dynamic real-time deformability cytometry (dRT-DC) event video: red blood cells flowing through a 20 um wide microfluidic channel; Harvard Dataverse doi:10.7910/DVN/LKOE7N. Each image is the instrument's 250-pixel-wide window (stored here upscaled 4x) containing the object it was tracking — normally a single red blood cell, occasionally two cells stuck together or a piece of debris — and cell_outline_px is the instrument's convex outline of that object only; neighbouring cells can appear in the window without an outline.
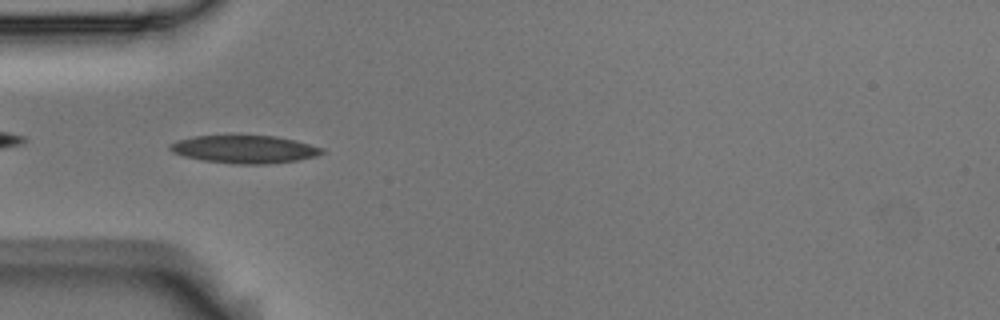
{"species": "Egyptian fruit bat (a non-hibernating species)", "species_latin": "Rousettus aegyptiacus", "temperature_condition": "room temperature", "stored_images_in_passage": 33, "camera_frame_rate_fps": 3000, "um_per_image_px": 0.085, "animal": {"sex": "male"}, "frame": {"image": 1, "passage_image": 1, "time_ms": 0.0, "image_size_px": [1000, 320], "cell_outline_px": [[324, 152], [316, 156], [296, 160], [264, 164], [236, 164], [200, 160], [184, 156], [172, 152], [168, 148], [168, 144], [176, 140], [192, 136], [276, 136], [296, 140], [324, 148]], "centroid_in_image_um": [20.75, 12.68], "position_along_channel_um": 64.3, "area_um2": 24.68}}
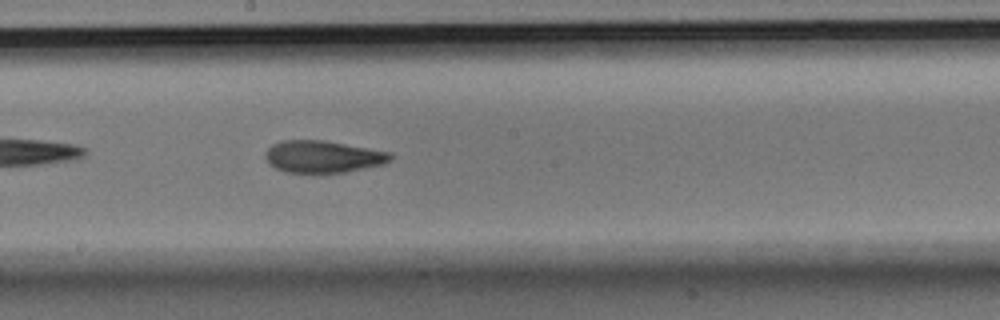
{"frame": {"image": 2, "passage_image": 14, "time_ms": 4.333, "image_size_px": [1000, 320], "cell_outline_px": [[392, 160], [384, 164], [344, 172], [284, 172], [268, 164], [264, 156], [264, 152], [272, 144], [280, 140], [324, 140], [392, 152]], "centroid_in_image_um": [27.43, 13.3], "position_along_channel_um": 220.8, "area_um2": 23.52}}
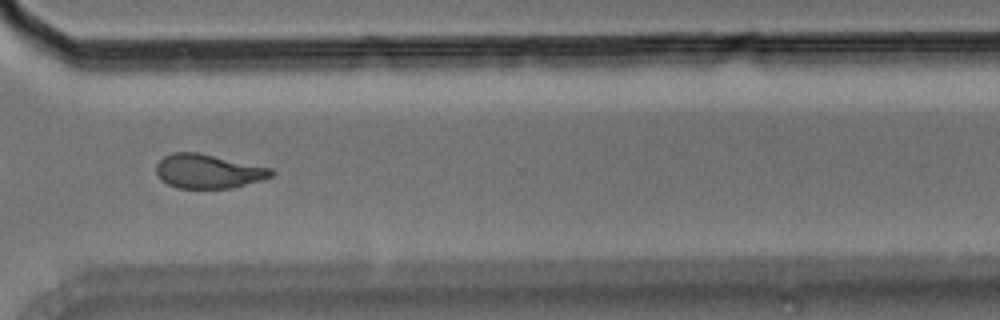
{"frame": {"image": 3, "passage_image": 25, "time_ms": 8.0, "image_size_px": [1000, 320], "cell_outline_px": [[276, 172], [272, 176], [264, 180], [232, 188], [176, 188], [168, 184], [156, 172], [156, 164], [164, 156], [172, 152], [200, 152], [272, 168]], "centroid_in_image_um": [17.75, 14.55], "position_along_channel_um": 352.9, "area_um2": 23.06}, "authors_computed_cell_mechanics": {"area_um2": 23.3512, "velocity_mm_per_s": 3.6072, "shape_relaxation_time_tau1_ms": null, "shape_relaxation_time_tau2_ms": 2.6908, "deformation_change_tau1": null, "deformation_change_tau2": 0.086}}